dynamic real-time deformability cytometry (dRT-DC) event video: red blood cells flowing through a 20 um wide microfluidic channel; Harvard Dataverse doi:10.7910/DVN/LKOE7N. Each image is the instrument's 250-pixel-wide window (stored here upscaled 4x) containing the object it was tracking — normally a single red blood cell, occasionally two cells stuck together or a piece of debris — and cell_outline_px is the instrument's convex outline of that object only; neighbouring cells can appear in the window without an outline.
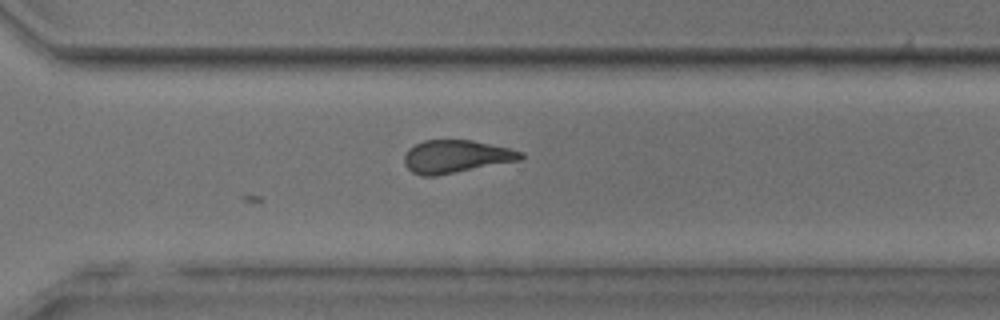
{"species": "common noctule bat (a hibernating species)", "species_latin": "Nyctalus noctula", "temperature_condition": "room temperature", "stored_images_in_passage": 22, "camera_frame_rate_fps": 3000, "um_per_image_px": 0.085, "animal": {"sex": "male", "body_mass_g": 17.9, "forearm_length_mm": 54.2}, "frame": {"image": 1, "passage_image": 22, "time_ms": 7.0, "image_size_px": [1000, 320], "cell_outline_px": [[524, 156], [520, 160], [436, 176], [420, 176], [412, 172], [404, 164], [404, 156], [408, 148], [424, 140], [472, 140], [508, 148], [524, 152]], "centroid_in_image_um": [38.73, 13.31], "position_along_channel_um": 331.9, "area_um2": 22.25}}